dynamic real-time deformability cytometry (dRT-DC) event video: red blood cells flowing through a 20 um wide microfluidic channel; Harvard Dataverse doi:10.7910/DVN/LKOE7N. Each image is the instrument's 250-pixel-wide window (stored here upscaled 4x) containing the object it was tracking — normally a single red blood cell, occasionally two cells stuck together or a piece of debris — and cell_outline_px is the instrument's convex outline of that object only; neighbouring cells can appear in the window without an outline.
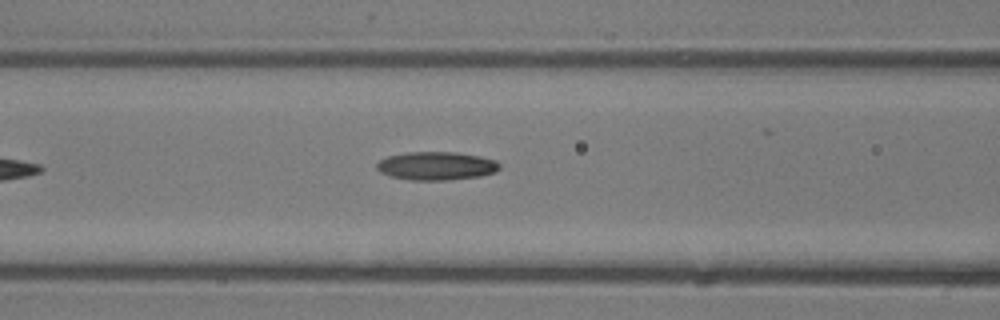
{"species": "common noctule bat (a hibernating species)", "species_latin": "Nyctalus noctula", "temperature_condition": "room temperature", "stored_images_in_passage": 6, "camera_frame_rate_fps": 3000, "um_per_image_px": 0.085, "animal": {"sex": "male", "body_mass_g": 13.3}, "frame": {"image": 1, "passage_image": 6, "time_ms": 1.667, "image_size_px": [1000, 320], "cell_outline_px": [[500, 168], [492, 172], [480, 176], [448, 180], [412, 180], [392, 176], [380, 172], [376, 168], [376, 164], [380, 160], [388, 156], [404, 152], [456, 152], [480, 156], [496, 160], [500, 164]], "centroid_in_image_um": [37.08, 14.09], "position_along_channel_um": 129.5, "area_um2": 20.23}}